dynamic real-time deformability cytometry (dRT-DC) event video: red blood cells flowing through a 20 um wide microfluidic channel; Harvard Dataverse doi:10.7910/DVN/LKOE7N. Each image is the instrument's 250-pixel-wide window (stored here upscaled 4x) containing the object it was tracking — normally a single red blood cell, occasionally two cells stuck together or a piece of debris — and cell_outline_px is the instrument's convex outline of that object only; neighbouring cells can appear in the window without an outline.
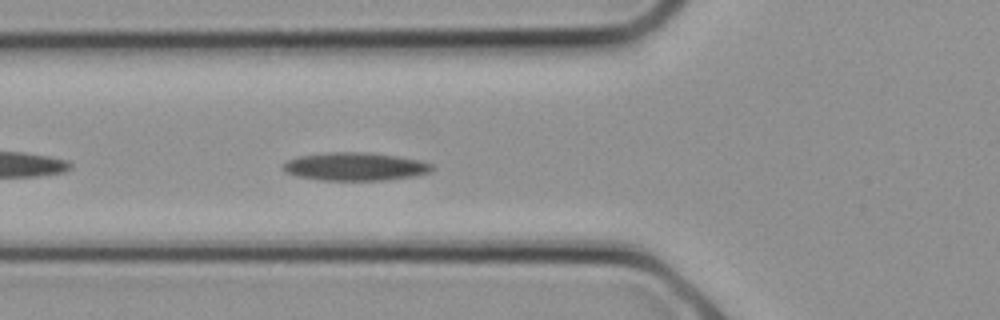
{"species": "common noctule bat (a hibernating species)", "species_latin": "Nyctalus noctula", "temperature_condition": "cold", "stored_images_in_passage": 8, "camera_frame_rate_fps": 3000, "um_per_image_px": 0.085, "animal": {"sex": "female", "body_mass_g": 21.9}, "frame": {"image": 1, "passage_image": 8, "time_ms": 2.333, "image_size_px": [1000, 320], "cell_outline_px": [[436, 168], [432, 172], [416, 176], [388, 180], [320, 180], [296, 176], [284, 172], [280, 168], [288, 160], [296, 156], [328, 152], [372, 152], [420, 160], [432, 164]], "centroid_in_image_um": [30.2, 14.16], "position_along_channel_um": 95.6, "area_um2": 24.85}}